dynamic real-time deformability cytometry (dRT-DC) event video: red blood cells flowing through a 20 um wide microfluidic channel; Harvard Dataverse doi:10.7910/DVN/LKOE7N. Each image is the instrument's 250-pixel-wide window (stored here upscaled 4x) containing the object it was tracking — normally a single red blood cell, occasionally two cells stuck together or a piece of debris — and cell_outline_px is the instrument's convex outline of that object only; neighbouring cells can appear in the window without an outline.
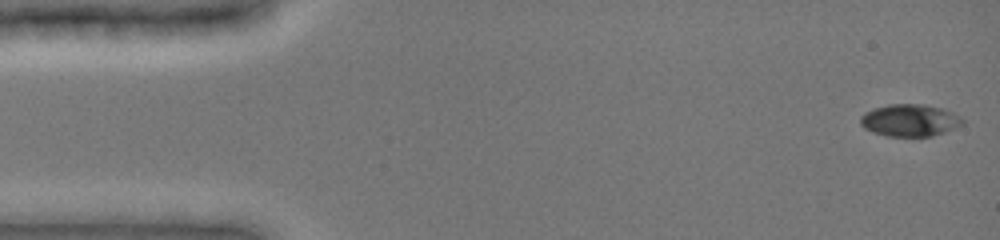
{"species": "common noctule bat (a hibernating species)", "species_latin": "Nyctalus noctula", "temperature_condition": "cold", "stored_images_in_passage": 48, "camera_frame_rate_fps": 3000, "um_per_image_px": 0.085, "animal": {"sex": "female", "body_mass_g": 19.0, "forearm_length_mm": 51.5}, "frame": {"image": 1, "passage_image": 1, "time_ms": 0.0, "image_size_px": [1000, 240], "cell_outline_px": [[964, 124], [944, 132], [932, 136], [888, 136], [872, 132], [864, 128], [860, 124], [860, 116], [864, 112], [872, 108], [888, 104], [924, 104], [940, 108], [952, 112], [964, 120]], "centroid_in_image_um": [77.29, 10.22], "position_along_channel_um": 7.7, "area_um2": 19.19}}
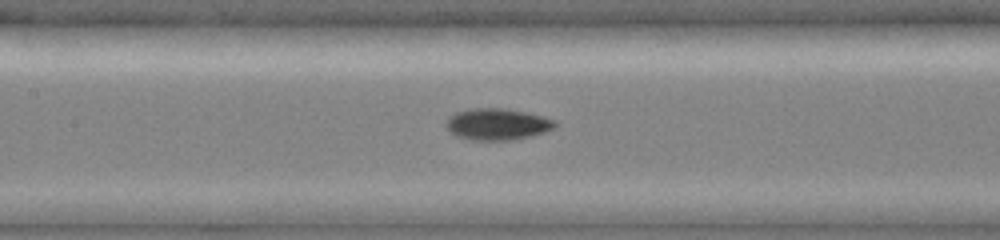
{"frame": {"image": 2, "passage_image": 22, "time_ms": 7.0, "image_size_px": [1000, 240], "cell_outline_px": [[556, 128], [544, 132], [512, 140], [472, 140], [456, 136], [444, 124], [456, 112], [468, 108], [504, 108], [544, 116], [556, 120]], "centroid_in_image_um": [42.29, 10.55], "position_along_channel_um": 165.1, "area_um2": 19.94}}
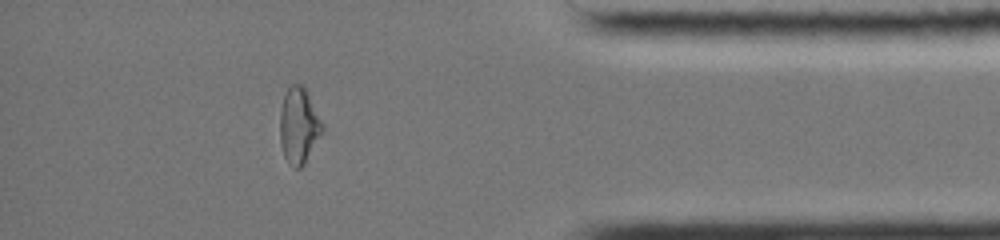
{"frame": {"image": 3, "passage_image": 42, "time_ms": 13.667, "image_size_px": [1000, 240], "cell_outline_px": [[324, 132], [304, 164], [300, 168], [296, 168], [288, 164], [284, 156], [280, 144], [280, 108], [284, 96], [288, 88], [292, 84], [300, 84], [304, 88], [324, 124]], "centroid_in_image_um": [25.41, 10.72], "position_along_channel_um": 409.8, "area_um2": 18.84}, "authors_computed_cell_mechanics": {"area_um2": 19.0451, "velocity_mm_per_s": 3.9676, "shape_relaxation_time_tau1_ms": 5.1746, "shape_relaxation_time_tau2_ms": 2.0262, "deformation_change_tau1": 0.1832, "deformation_change_tau2": 0.0568}}